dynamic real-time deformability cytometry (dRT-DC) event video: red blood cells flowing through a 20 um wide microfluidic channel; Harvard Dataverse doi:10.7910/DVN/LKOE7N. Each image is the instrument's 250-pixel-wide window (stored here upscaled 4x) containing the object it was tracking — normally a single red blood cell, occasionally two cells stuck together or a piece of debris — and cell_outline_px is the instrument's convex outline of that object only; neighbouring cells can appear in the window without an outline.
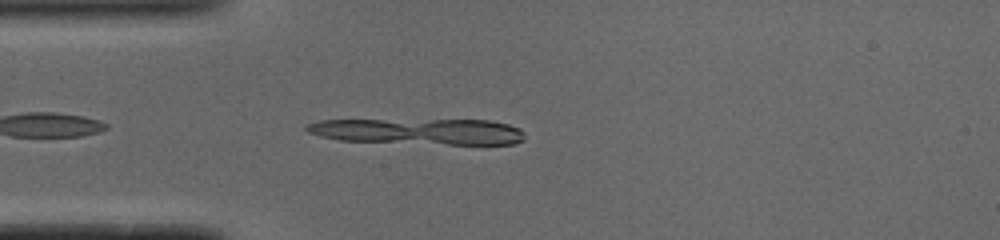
{"species": "common noctule bat (a hibernating species)", "species_latin": "Nyctalus noctula", "temperature_condition": "cold", "stored_images_in_passage": 8, "camera_frame_rate_fps": 3000, "um_per_image_px": 0.085, "animal": {"sex": "male", "body_mass_g": 19.0, "forearm_length_mm": 50.8}, "frame": {"image": 1, "passage_image": 3, "time_ms": 0.667, "image_size_px": [1000, 240], "cell_outline_px": [[524, 140], [516, 144], [448, 144], [340, 140], [320, 136], [308, 132], [304, 128], [308, 124], [320, 120], [488, 120], [508, 124], [520, 128], [524, 132]], "centroid_in_image_um": [35.65, 11.17], "position_along_channel_um": 49.3, "area_um2": 32.89}}